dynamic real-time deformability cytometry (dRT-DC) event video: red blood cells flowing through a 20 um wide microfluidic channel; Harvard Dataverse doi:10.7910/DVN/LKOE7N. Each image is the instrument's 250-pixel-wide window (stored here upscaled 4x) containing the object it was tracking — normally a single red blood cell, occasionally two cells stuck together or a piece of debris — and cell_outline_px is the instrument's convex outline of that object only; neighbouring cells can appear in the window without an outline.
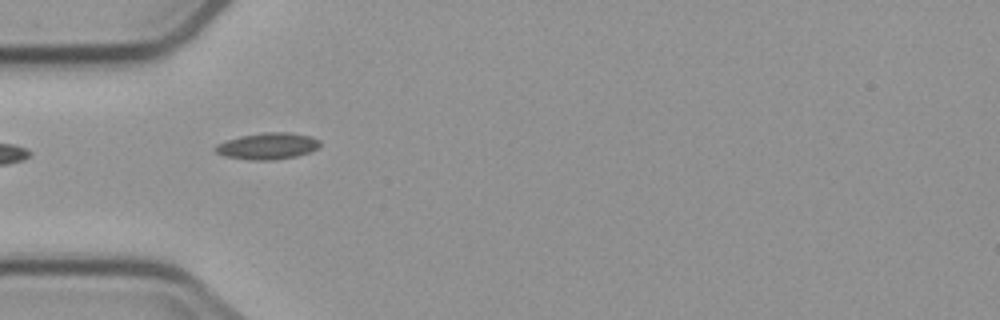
{"species": "common noctule bat (a hibernating species)", "species_latin": "Nyctalus noctula", "temperature_condition": "cold", "stored_images_in_passage": 2, "camera_frame_rate_fps": 3000, "um_per_image_px": 0.085, "animal": {"sex": "male", "body_mass_g": 23.1, "forearm_length_mm": 52.7}, "frame": {"image": 1, "passage_image": 1, "time_ms": 0.0, "image_size_px": [1000, 320], "cell_outline_px": [[320, 144], [316, 148], [308, 152], [296, 156], [276, 160], [248, 160], [224, 156], [216, 152], [212, 148], [216, 144], [240, 136], [264, 132], [288, 132], [312, 136], [320, 140]], "centroid_in_image_um": [22.72, 12.41], "position_along_channel_um": 62.3, "area_um2": 16.24}}
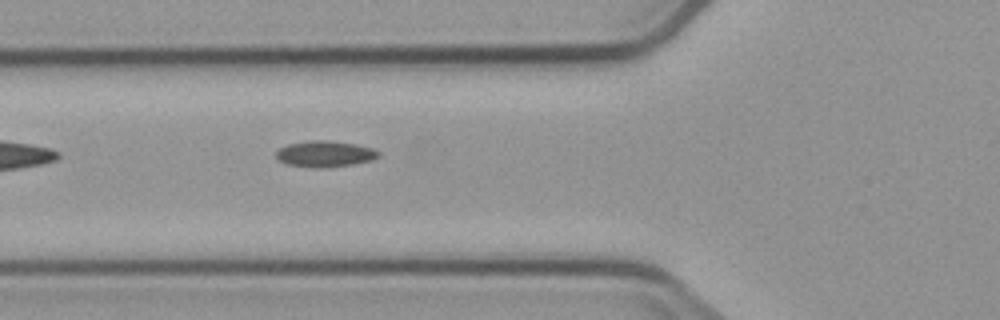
{"frame": {"image": 2, "passage_image": 2, "time_ms": 1.0, "image_size_px": [1000, 320], "cell_outline_px": [[380, 156], [372, 160], [352, 164], [324, 168], [316, 168], [288, 164], [280, 160], [276, 156], [276, 152], [280, 148], [288, 144], [312, 140], [328, 140], [356, 144], [372, 148], [380, 152]], "centroid_in_image_um": [27.65, 13.08], "position_along_channel_um": 98.2, "area_um2": 15.49}}